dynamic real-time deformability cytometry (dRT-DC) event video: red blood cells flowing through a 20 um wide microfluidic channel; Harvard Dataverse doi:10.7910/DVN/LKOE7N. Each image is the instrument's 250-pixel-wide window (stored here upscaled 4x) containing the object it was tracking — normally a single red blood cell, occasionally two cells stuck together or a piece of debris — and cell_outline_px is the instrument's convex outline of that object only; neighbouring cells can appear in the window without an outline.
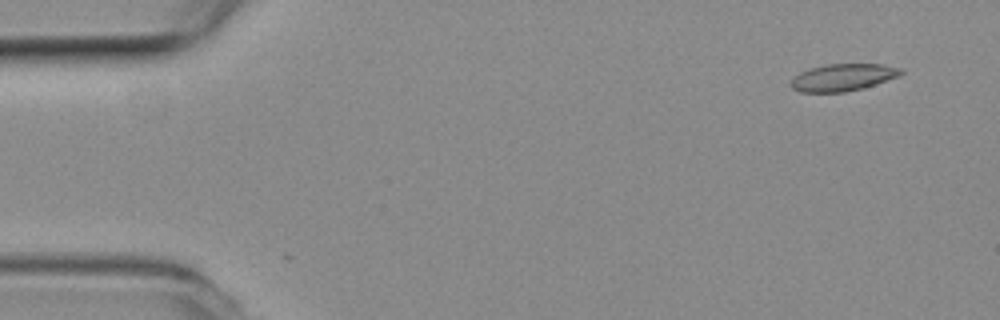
{"species": "common noctule bat (a hibernating species)", "species_latin": "Nyctalus noctula", "temperature_condition": "room temperature", "stored_images_in_passage": 4, "camera_frame_rate_fps": 3000, "um_per_image_px": 0.085, "animal": {"sex": "female", "body_mass_g": 19.3, "forearm_length_mm": 54.1}, "frame": {"image": 1, "passage_image": 4, "time_ms": 1.0, "image_size_px": [1000, 320], "cell_outline_px": [[904, 72], [896, 76], [860, 88], [844, 92], [800, 92], [792, 88], [792, 80], [800, 72], [812, 68], [828, 64], [884, 64], [904, 68]], "centroid_in_image_um": [71.65, 6.56], "position_along_channel_um": 13.3, "area_um2": 16.94}}